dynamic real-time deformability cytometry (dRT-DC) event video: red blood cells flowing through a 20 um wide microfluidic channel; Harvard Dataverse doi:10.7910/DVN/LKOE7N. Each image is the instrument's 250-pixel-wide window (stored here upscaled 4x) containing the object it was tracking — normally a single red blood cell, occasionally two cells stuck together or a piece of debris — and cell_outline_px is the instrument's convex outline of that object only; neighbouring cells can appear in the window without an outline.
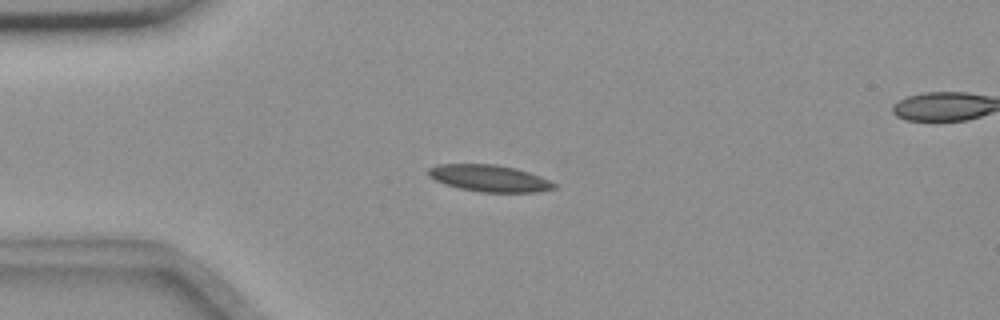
{"species": "common noctule bat (a hibernating species)", "species_latin": "Nyctalus noctula", "temperature_condition": "room temperature", "stored_images_in_passage": 7, "camera_frame_rate_fps": 3000, "um_per_image_px": 0.085, "animal": {"sex": "female", "body_mass_g": 18.4}, "frame": {"image": 1, "passage_image": 3, "time_ms": 2.333, "image_size_px": [1000, 320], "cell_outline_px": [[556, 188], [540, 192], [480, 192], [460, 188], [444, 184], [428, 176], [428, 168], [436, 164], [496, 164], [516, 168], [540, 176], [556, 184]], "centroid_in_image_um": [41.58, 15.15], "position_along_channel_um": 43.4, "area_um2": 19.65}}
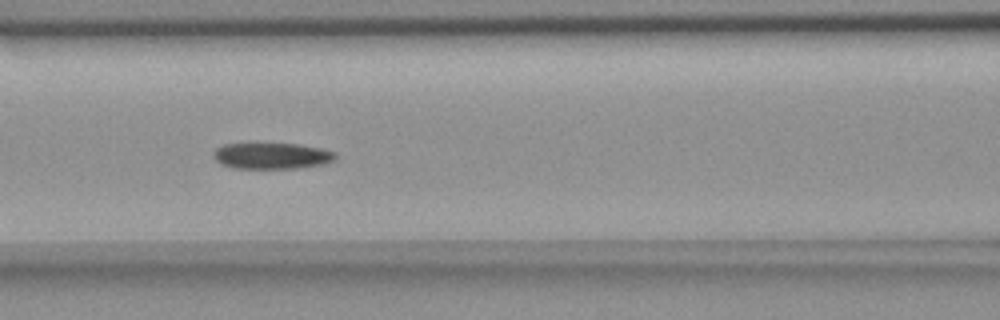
{"frame": {"image": 2, "passage_image": 6, "time_ms": 5.667, "image_size_px": [1000, 320], "cell_outline_px": [[336, 160], [324, 164], [296, 168], [232, 168], [220, 164], [212, 156], [212, 152], [216, 148], [224, 144], [300, 144], [320, 148], [336, 152]], "centroid_in_image_um": [23.1, 13.25], "position_along_channel_um": 143.5, "area_um2": 18.67}}
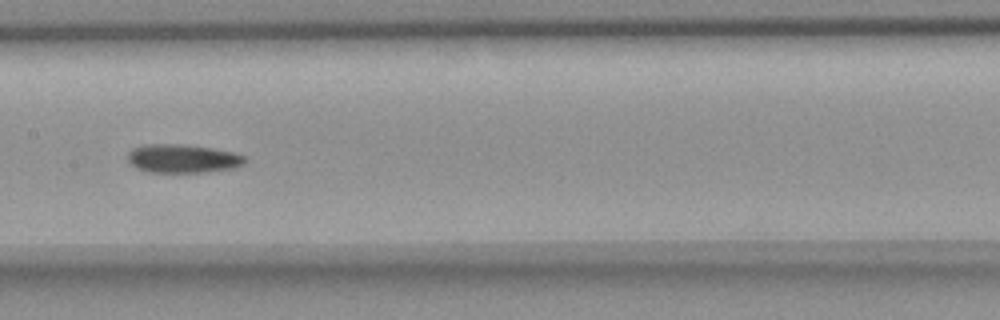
{"frame": {"image": 3, "passage_image": 7, "time_ms": 7.0, "image_size_px": [1000, 320], "cell_outline_px": [[248, 160], [244, 164], [232, 168], [204, 172], [148, 172], [136, 168], [128, 160], [128, 152], [132, 148], [144, 144], [184, 144], [212, 148], [232, 152], [248, 156]], "centroid_in_image_um": [15.54, 13.47], "position_along_channel_um": 191.9, "area_um2": 19.65}}